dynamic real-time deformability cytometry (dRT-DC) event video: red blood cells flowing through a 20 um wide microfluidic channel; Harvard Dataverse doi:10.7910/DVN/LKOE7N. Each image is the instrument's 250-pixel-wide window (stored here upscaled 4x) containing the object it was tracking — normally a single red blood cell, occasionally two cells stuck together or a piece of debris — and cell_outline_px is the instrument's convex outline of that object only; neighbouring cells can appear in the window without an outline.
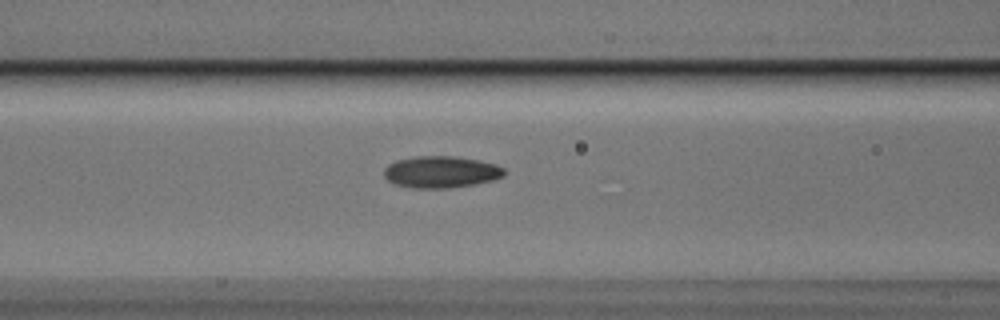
{"species": "Egyptian fruit bat (a non-hibernating species)", "species_latin": "Rousettus aegyptiacus", "temperature_condition": "cold", "stored_images_in_passage": 30, "camera_frame_rate_fps": 3000, "um_per_image_px": 0.085, "animal": {"sex": "male"}, "frame": {"image": 1, "passage_image": 8, "time_ms": 2.333, "image_size_px": [1000, 320], "cell_outline_px": [[504, 176], [492, 180], [472, 184], [448, 188], [412, 188], [392, 184], [384, 176], [384, 168], [388, 164], [396, 160], [416, 156], [456, 156], [496, 164], [504, 168]], "centroid_in_image_um": [37.44, 14.61], "position_along_channel_um": 129.2, "area_um2": 22.25}}
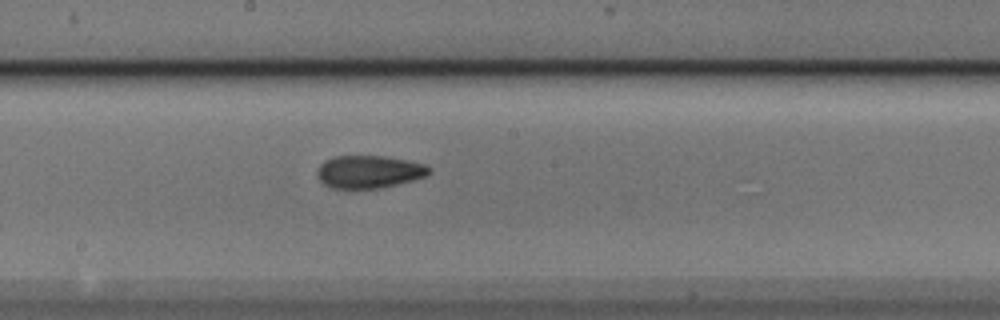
{"frame": {"image": 2, "passage_image": 15, "time_ms": 4.667, "image_size_px": [1000, 320], "cell_outline_px": [[432, 172], [424, 176], [412, 180], [380, 188], [348, 192], [328, 188], [316, 176], [316, 172], [320, 164], [324, 160], [336, 156], [388, 156], [424, 164], [432, 168]], "centroid_in_image_um": [31.29, 14.64], "position_along_channel_um": 216.9, "area_um2": 22.14}}
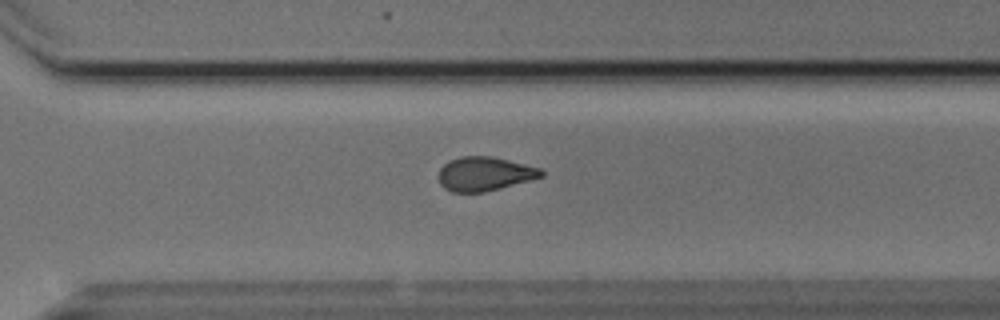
{"frame": {"image": 3, "passage_image": 24, "time_ms": 7.667, "image_size_px": [1000, 320], "cell_outline_px": [[544, 176], [500, 188], [484, 192], [452, 192], [444, 188], [440, 184], [440, 168], [444, 164], [460, 156], [492, 156], [540, 168], [544, 172]], "centroid_in_image_um": [41.19, 14.78], "position_along_channel_um": 329.4, "area_um2": 20.11}}